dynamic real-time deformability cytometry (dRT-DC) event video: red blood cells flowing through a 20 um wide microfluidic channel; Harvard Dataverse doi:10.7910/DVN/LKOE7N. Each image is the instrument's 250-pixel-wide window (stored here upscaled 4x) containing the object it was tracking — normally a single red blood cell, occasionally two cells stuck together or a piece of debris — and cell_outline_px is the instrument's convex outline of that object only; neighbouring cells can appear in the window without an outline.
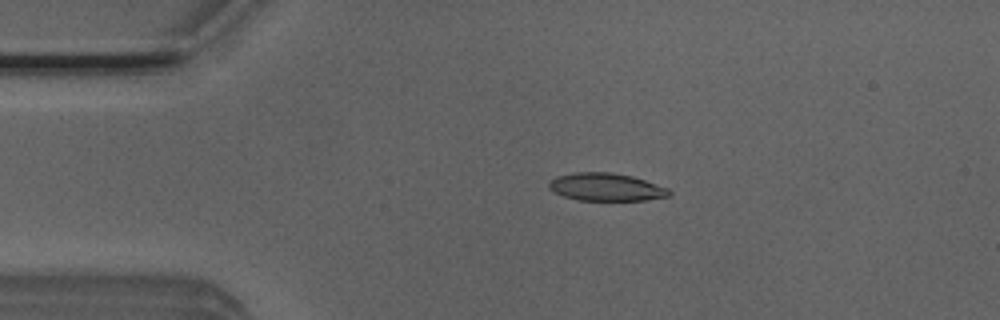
{"species": "Egyptian fruit bat (a non-hibernating species)", "species_latin": "Rousettus aegyptiacus", "temperature_condition": "room temperature", "stored_images_in_passage": 43, "camera_frame_rate_fps": 3000, "um_per_image_px": 0.085, "animal": {"sex": "male"}, "frame": {"image": 1, "passage_image": 1, "time_ms": 0.0, "image_size_px": [1000, 320], "cell_outline_px": [[672, 192], [668, 196], [648, 200], [576, 200], [564, 196], [548, 188], [548, 184], [556, 176], [576, 172], [612, 172], [632, 176], [668, 188]], "centroid_in_image_um": [51.52, 15.9], "position_along_channel_um": 33.5, "area_um2": 19.36}}
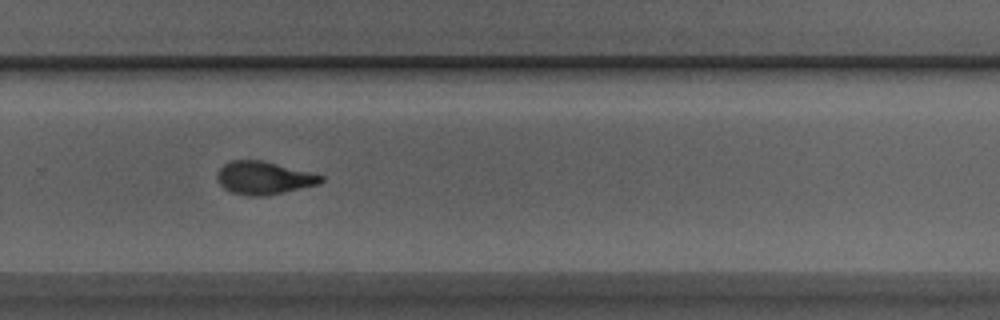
{"frame": {"image": 2, "passage_image": 25, "time_ms": 8.0, "image_size_px": [1000, 320], "cell_outline_px": [[324, 180], [316, 184], [284, 192], [264, 196], [244, 196], [232, 192], [224, 188], [220, 184], [216, 176], [216, 172], [224, 164], [232, 160], [264, 160], [324, 176]], "centroid_in_image_um": [22.38, 15.12], "position_along_channel_um": 307.4, "area_um2": 19.83}}
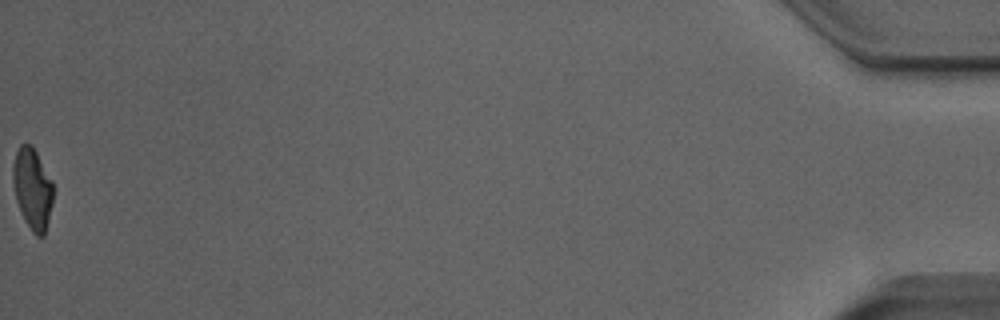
{"frame": {"image": 3, "passage_image": 43, "time_ms": 14.0, "image_size_px": [1000, 320], "cell_outline_px": [[52, 204], [44, 236], [36, 236], [32, 232], [24, 220], [16, 200], [12, 180], [12, 164], [16, 152], [20, 144], [32, 144], [52, 180]], "centroid_in_image_um": [2.74, 16.02], "position_along_channel_um": 432.5, "area_um2": 19.07}, "authors_computed_cell_mechanics": {"area_um2": 19.8254, "velocity_mm_per_s": 3.907, "shape_relaxation_time_tau1_ms": 9.7512, "shape_relaxation_time_tau2_ms": 1.6227, "deformation_change_tau1": 0.2699, "deformation_change_tau2": 0.0912}}